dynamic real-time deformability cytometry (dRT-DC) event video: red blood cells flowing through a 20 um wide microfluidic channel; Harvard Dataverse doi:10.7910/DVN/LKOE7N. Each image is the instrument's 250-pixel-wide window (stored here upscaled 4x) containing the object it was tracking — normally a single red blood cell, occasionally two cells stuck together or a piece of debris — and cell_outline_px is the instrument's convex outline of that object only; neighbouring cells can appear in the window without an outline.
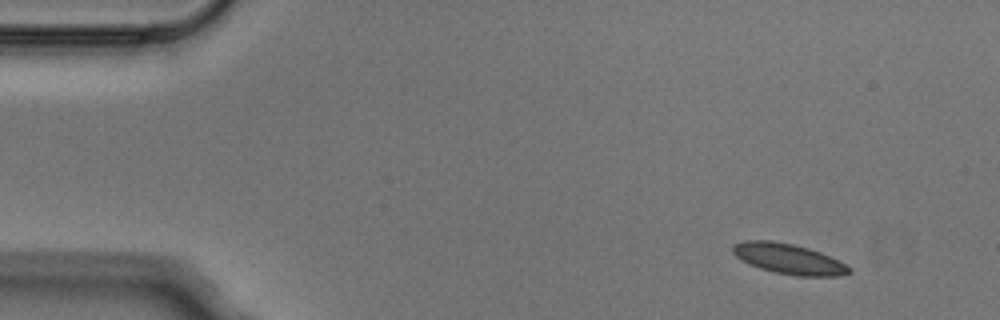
{"species": "Egyptian fruit bat (a non-hibernating species)", "species_latin": "Rousettus aegyptiacus", "temperature_condition": "cold", "stored_images_in_passage": 4, "camera_frame_rate_fps": 3000, "um_per_image_px": 0.085, "animal": {"sex": "male"}, "frame": {"image": 1, "passage_image": 1, "time_ms": 0.0, "image_size_px": [1000, 320], "cell_outline_px": [[852, 272], [840, 276], [796, 276], [776, 272], [760, 268], [748, 264], [740, 260], [732, 252], [732, 244], [744, 240], [772, 240], [792, 244], [808, 248], [820, 252], [852, 268]], "centroid_in_image_um": [66.99, 22.0], "position_along_channel_um": 18.0, "area_um2": 20.58}}
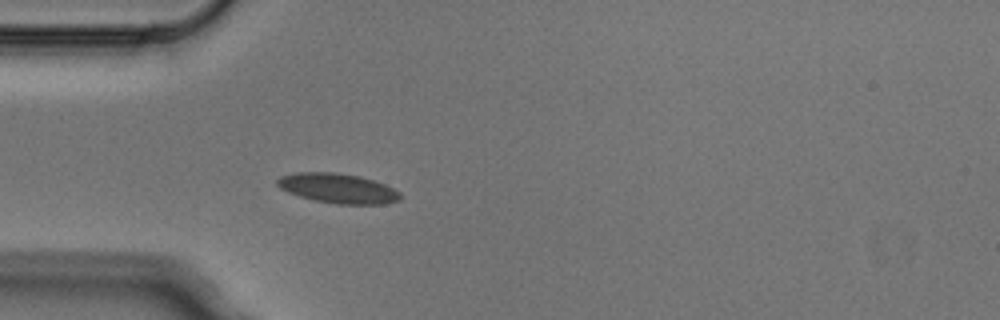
{"frame": {"image": 2, "passage_image": 4, "time_ms": 1.0, "image_size_px": [1000, 320], "cell_outline_px": [[400, 200], [384, 204], [336, 204], [316, 200], [300, 196], [288, 192], [280, 188], [276, 184], [276, 180], [280, 176], [296, 172], [336, 172], [360, 176], [384, 184], [400, 192]], "centroid_in_image_um": [28.7, 16.0], "position_along_channel_um": 56.3, "area_um2": 21.27}}